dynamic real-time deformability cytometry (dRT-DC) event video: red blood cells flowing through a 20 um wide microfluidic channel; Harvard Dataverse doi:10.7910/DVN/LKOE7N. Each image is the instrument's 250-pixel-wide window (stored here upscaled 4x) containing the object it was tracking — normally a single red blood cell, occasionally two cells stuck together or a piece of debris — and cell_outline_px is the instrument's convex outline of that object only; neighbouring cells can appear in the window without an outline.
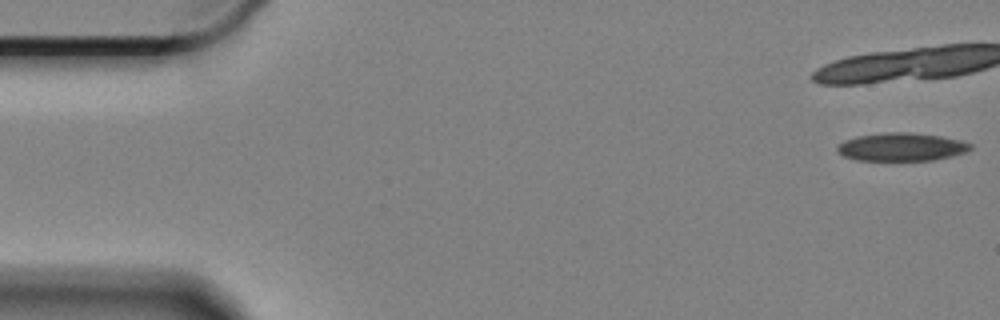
{"species": "Egyptian fruit bat (a non-hibernating species)", "species_latin": "Rousettus aegyptiacus", "temperature_condition": "cold", "stored_images_in_passage": 23, "camera_frame_rate_fps": 3000, "um_per_image_px": 0.085, "animal": {"sex": "female"}, "frame": {"image": 1, "passage_image": 1, "time_ms": 0.0, "image_size_px": [1000, 320], "cell_outline_px": [[972, 148], [964, 152], [952, 156], [932, 160], [856, 160], [844, 156], [836, 152], [836, 144], [844, 140], [856, 136], [884, 132], [912, 132], [940, 136], [960, 140], [972, 144]], "centroid_in_image_um": [76.57, 12.48], "position_along_channel_um": 8.4, "area_um2": 21.96}}